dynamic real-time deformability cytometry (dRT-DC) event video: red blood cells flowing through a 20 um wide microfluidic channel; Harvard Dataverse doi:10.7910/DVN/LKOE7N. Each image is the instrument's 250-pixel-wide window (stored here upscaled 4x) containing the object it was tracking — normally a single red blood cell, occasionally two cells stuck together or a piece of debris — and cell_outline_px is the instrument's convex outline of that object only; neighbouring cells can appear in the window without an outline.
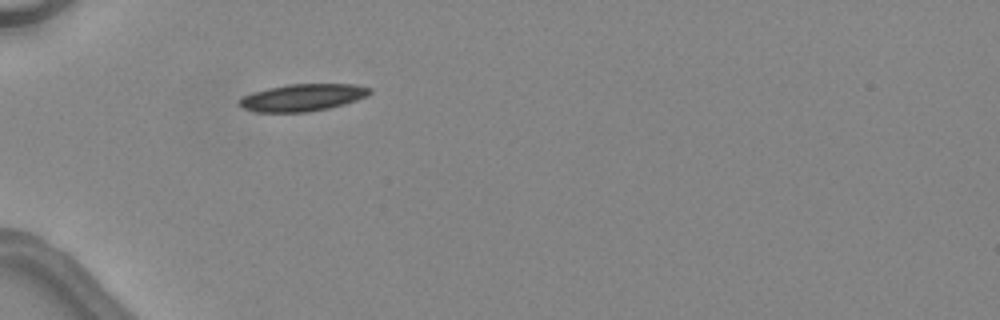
{"species": "common noctule bat (a hibernating species)", "species_latin": "Nyctalus noctula", "temperature_condition": "warm", "stored_images_in_passage": 1, "camera_frame_rate_fps": 3000, "um_per_image_px": 0.085, "animal": {"sex": "female", "body_mass_g": 24.6, "forearm_length_mm": 56.2}, "frame": {"image": 1, "passage_image": 1, "time_ms": 0.0, "image_size_px": [1000, 320], "cell_outline_px": [[372, 92], [368, 96], [344, 104], [328, 108], [308, 112], [252, 112], [236, 104], [244, 96], [252, 92], [268, 88], [288, 84], [356, 84], [372, 88]], "centroid_in_image_um": [25.73, 8.29], "position_along_channel_um": 59.3, "area_um2": 20.75}}